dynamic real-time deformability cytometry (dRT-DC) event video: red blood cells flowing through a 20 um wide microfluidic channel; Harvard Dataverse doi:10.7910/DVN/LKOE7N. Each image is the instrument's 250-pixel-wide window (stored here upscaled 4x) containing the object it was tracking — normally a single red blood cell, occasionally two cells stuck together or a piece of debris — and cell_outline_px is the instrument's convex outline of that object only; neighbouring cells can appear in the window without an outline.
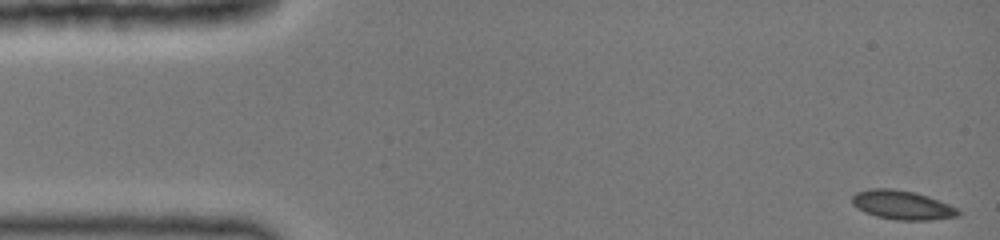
{"species": "common noctule bat (a hibernating species)", "species_latin": "Nyctalus noctula", "temperature_condition": "cold", "stored_images_in_passage": 23, "camera_frame_rate_fps": 3000, "um_per_image_px": 0.085, "animal": {"sex": "female", "body_mass_g": 19.0, "forearm_length_mm": 51.5}, "frame": {"image": 1, "passage_image": 1, "time_ms": 0.0, "image_size_px": [1000, 240], "cell_outline_px": [[960, 216], [928, 220], [896, 220], [876, 216], [864, 212], [856, 208], [852, 204], [852, 196], [856, 192], [872, 188], [892, 188], [916, 192], [928, 196], [960, 208]], "centroid_in_image_um": [76.7, 17.42], "position_along_channel_um": 8.3, "area_um2": 18.21}}
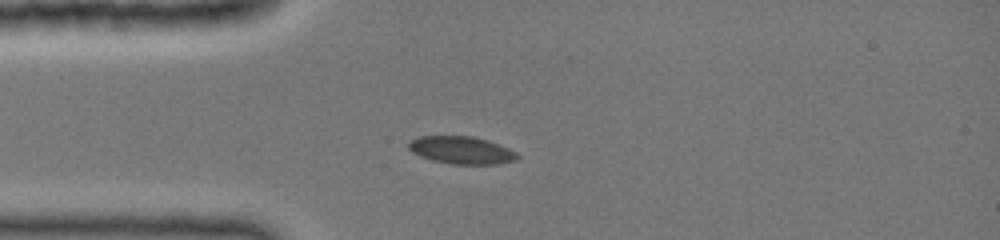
{"frame": {"image": 2, "passage_image": 22, "time_ms": 3.667, "image_size_px": [1000, 240], "cell_outline_px": [[520, 156], [516, 160], [496, 164], [452, 164], [432, 160], [420, 156], [412, 152], [408, 148], [408, 144], [412, 140], [420, 136], [472, 136], [488, 140], [508, 148], [516, 152]], "centroid_in_image_um": [39.23, 12.76], "position_along_channel_um": 45.8, "area_um2": 17.4}}